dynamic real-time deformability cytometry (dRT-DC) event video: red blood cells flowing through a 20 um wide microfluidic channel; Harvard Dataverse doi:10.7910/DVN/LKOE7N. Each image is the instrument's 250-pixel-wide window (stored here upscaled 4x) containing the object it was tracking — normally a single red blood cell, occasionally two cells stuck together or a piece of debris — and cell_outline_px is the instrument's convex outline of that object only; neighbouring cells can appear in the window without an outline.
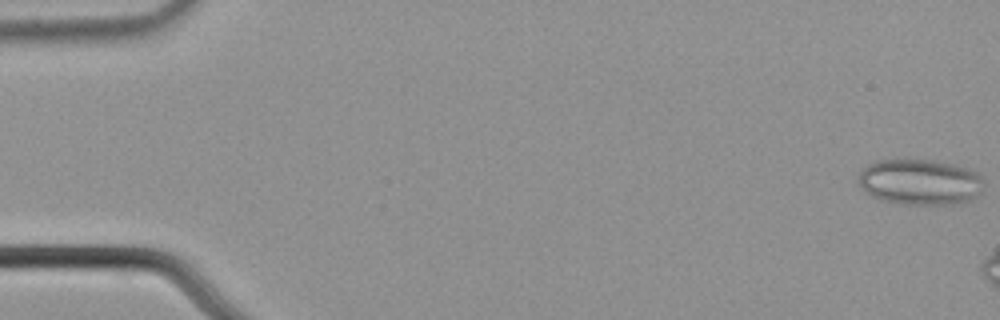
{"species": "common noctule bat (a hibernating species)", "species_latin": "Nyctalus noctula", "temperature_condition": "cold", "stored_images_in_passage": 10, "camera_frame_rate_fps": 3000, "um_per_image_px": 0.085, "animal": {"sex": "male", "body_mass_g": 21.5, "forearm_length_mm": 52.0}, "frame": {"image": 1, "passage_image": 1, "time_ms": 0.0, "image_size_px": [1000, 320], "cell_outline_px": [[980, 192], [976, 200], [952, 204], [904, 204], [880, 200], [864, 192], [856, 180], [860, 172], [868, 164], [876, 160], [932, 160], [956, 164], [976, 172], [980, 180]], "centroid_in_image_um": [78.15, 15.48], "position_along_channel_um": 6.9, "area_um2": 33.52}}